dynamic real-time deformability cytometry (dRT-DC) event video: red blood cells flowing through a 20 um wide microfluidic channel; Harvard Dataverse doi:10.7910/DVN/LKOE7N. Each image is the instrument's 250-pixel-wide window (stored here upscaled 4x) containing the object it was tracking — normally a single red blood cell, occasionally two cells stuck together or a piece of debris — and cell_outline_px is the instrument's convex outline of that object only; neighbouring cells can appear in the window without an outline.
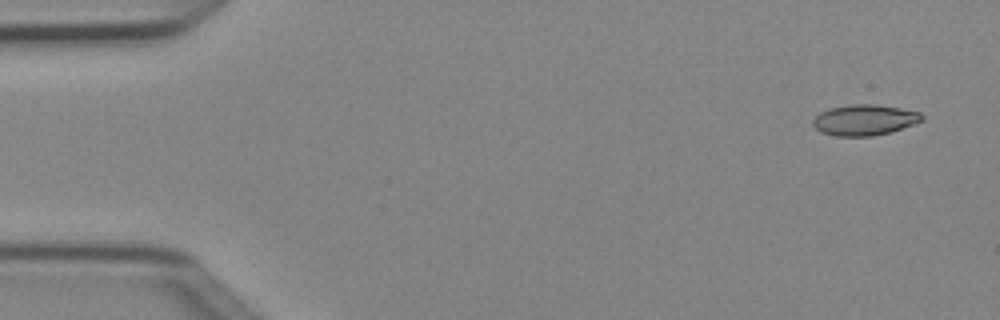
{"species": "Egyptian fruit bat (a non-hibernating species)", "species_latin": "Rousettus aegyptiacus", "temperature_condition": "cold", "stored_images_in_passage": 4, "camera_frame_rate_fps": 3000, "um_per_image_px": 0.085, "animal": {"sex": "female"}, "frame": {"image": 1, "passage_image": 1, "time_ms": 0.0, "image_size_px": [1000, 320], "cell_outline_px": [[924, 120], [892, 132], [872, 136], [836, 136], [820, 132], [812, 124], [812, 120], [820, 112], [828, 108], [852, 104], [872, 104], [900, 108], [920, 112], [924, 116]], "centroid_in_image_um": [73.48, 10.2], "position_along_channel_um": 11.5, "area_um2": 19.65}}
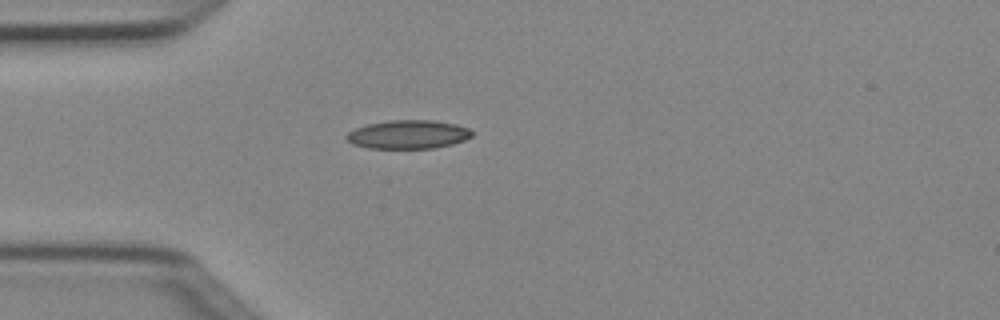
{"frame": {"image": 2, "passage_image": 4, "time_ms": 1.0, "image_size_px": [1000, 320], "cell_outline_px": [[472, 136], [464, 140], [452, 144], [432, 148], [368, 148], [352, 144], [344, 136], [348, 132], [356, 128], [368, 124], [388, 120], [432, 120], [456, 124], [468, 128], [472, 132]], "centroid_in_image_um": [34.68, 11.42], "position_along_channel_um": 50.3, "area_um2": 20.87}}